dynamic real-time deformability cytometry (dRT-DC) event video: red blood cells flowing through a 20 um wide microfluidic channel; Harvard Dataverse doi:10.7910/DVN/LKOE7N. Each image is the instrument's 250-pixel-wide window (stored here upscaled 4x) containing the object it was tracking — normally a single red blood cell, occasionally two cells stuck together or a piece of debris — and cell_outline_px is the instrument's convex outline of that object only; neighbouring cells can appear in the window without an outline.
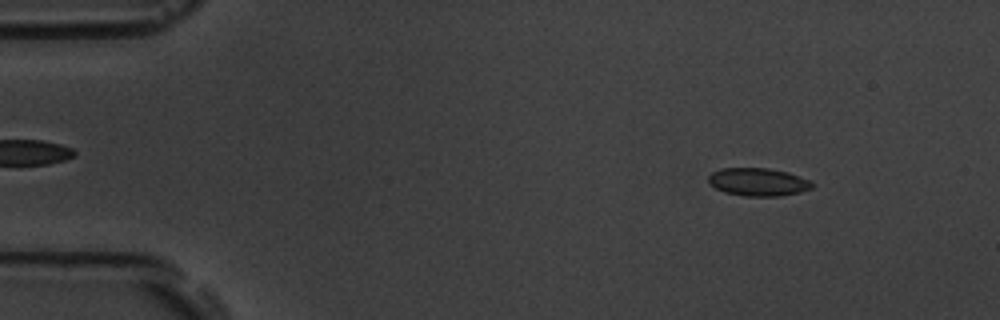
{"species": "common noctule bat (a hibernating species)", "species_latin": "Nyctalus noctula", "temperature_condition": "room temperature", "stored_images_in_passage": 3, "camera_frame_rate_fps": 3000, "um_per_image_px": 0.085, "animal": {"sex": "male", "body_mass_g": 19.5, "forearm_length_mm": 54.6}, "frame": {"image": 1, "passage_image": 1, "time_ms": 0.0, "image_size_px": [1000, 320], "cell_outline_px": [[812, 188], [800, 192], [780, 196], [744, 196], [724, 192], [716, 188], [708, 180], [708, 176], [712, 172], [720, 168], [768, 168], [788, 172], [812, 180]], "centroid_in_image_um": [64.46, 15.46], "position_along_channel_um": 20.5, "area_um2": 16.94}}
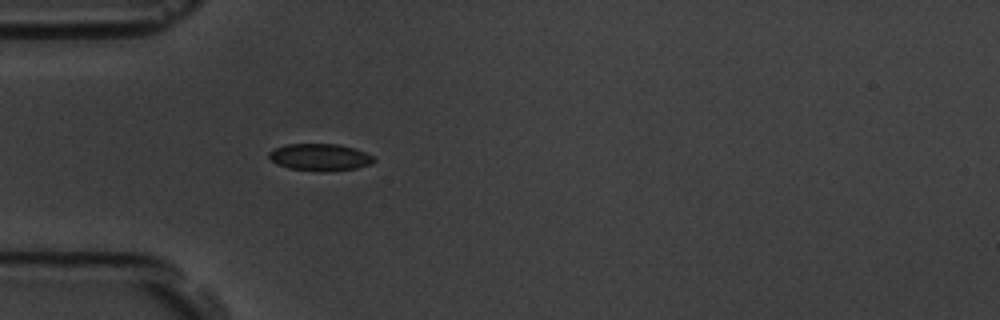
{"frame": {"image": 2, "passage_image": 3, "time_ms": 3.333, "image_size_px": [1000, 320], "cell_outline_px": [[376, 160], [372, 164], [356, 168], [324, 172], [320, 172], [288, 168], [276, 164], [268, 156], [268, 152], [272, 148], [288, 144], [340, 144], [364, 152], [372, 156]], "centroid_in_image_um": [27.16, 13.37], "position_along_channel_um": 57.8, "area_um2": 16.65}}